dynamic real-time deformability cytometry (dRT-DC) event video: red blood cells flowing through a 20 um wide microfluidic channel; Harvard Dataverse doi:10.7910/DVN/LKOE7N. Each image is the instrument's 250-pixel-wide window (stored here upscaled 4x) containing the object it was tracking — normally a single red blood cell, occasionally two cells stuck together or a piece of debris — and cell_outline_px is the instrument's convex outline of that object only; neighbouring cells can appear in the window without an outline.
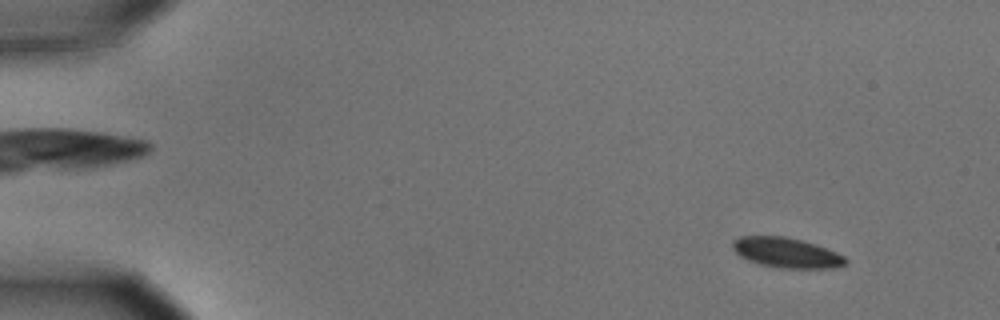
{"species": "common noctule bat (a hibernating species)", "species_latin": "Nyctalus noctula", "temperature_condition": "cold", "stored_images_in_passage": 54, "camera_frame_rate_fps": 3000, "um_per_image_px": 0.085, "animal": {"sex": "male", "body_mass_g": 15.6}, "frame": {"image": 1, "passage_image": 3, "time_ms": 0.667, "image_size_px": [1000, 320], "cell_outline_px": [[848, 264], [836, 268], [776, 268], [760, 264], [748, 260], [740, 256], [732, 248], [732, 240], [740, 236], [784, 236], [816, 244], [836, 252], [844, 256], [848, 260]], "centroid_in_image_um": [66.86, 21.48], "position_along_channel_um": 18.1, "area_um2": 19.94}}
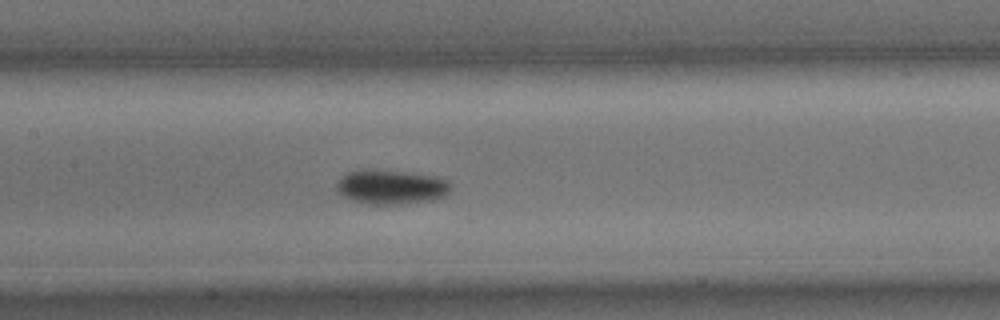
{"frame": {"image": 2, "passage_image": 25, "time_ms": 8.0, "image_size_px": [1000, 320], "cell_outline_px": [[452, 188], [444, 196], [436, 200], [400, 204], [368, 204], [352, 200], [336, 192], [336, 180], [340, 176], [348, 172], [360, 168], [372, 168], [436, 176], [448, 180], [452, 184]], "centroid_in_image_um": [33.22, 15.87], "position_along_channel_um": 174.2, "area_um2": 23.52}}
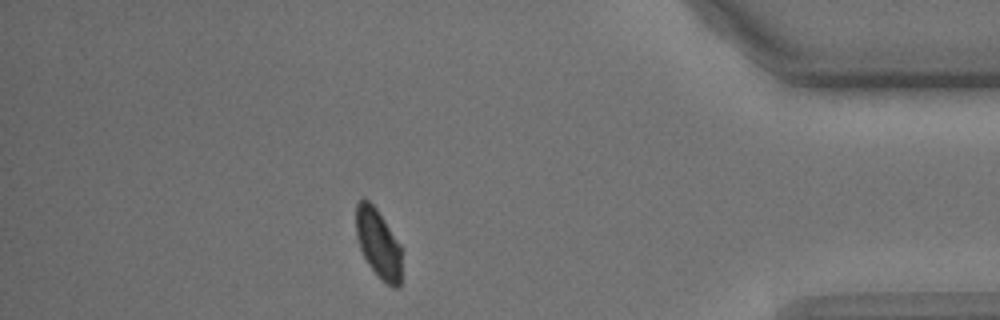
{"frame": {"image": 3, "passage_image": 47, "time_ms": 15.333, "image_size_px": [1000, 320], "cell_outline_px": [[400, 284], [396, 288], [392, 288], [380, 280], [368, 264], [360, 248], [356, 236], [356, 204], [360, 200], [368, 200], [376, 208], [400, 244]], "centroid_in_image_um": [32.14, 20.73], "position_along_channel_um": 403.1, "area_um2": 18.21}, "authors_computed_cell_mechanics": {"area_um2": 20.7213, "velocity_mm_per_s": 3.6023, "shape_relaxation_time_tau1_ms": 2.2931, "shape_relaxation_time_tau2_ms": null, "deformation_change_tau1": 0.0604, "deformation_change_tau2": null}}